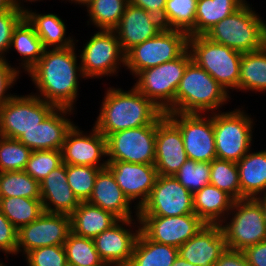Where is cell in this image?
Listing matches in <instances>:
<instances>
[{"label":"cell","instance_id":"cell-51","mask_svg":"<svg viewBox=\"0 0 266 266\" xmlns=\"http://www.w3.org/2000/svg\"><path fill=\"white\" fill-rule=\"evenodd\" d=\"M259 203L260 205L262 206V210H263V219H264V222L266 224V194H263V195H260V196H257L255 198Z\"/></svg>","mask_w":266,"mask_h":266},{"label":"cell","instance_id":"cell-38","mask_svg":"<svg viewBox=\"0 0 266 266\" xmlns=\"http://www.w3.org/2000/svg\"><path fill=\"white\" fill-rule=\"evenodd\" d=\"M67 263L77 266H106L100 258L94 240L70 233L63 244Z\"/></svg>","mask_w":266,"mask_h":266},{"label":"cell","instance_id":"cell-30","mask_svg":"<svg viewBox=\"0 0 266 266\" xmlns=\"http://www.w3.org/2000/svg\"><path fill=\"white\" fill-rule=\"evenodd\" d=\"M246 0H197L194 28L188 36L205 35L219 21L238 10Z\"/></svg>","mask_w":266,"mask_h":266},{"label":"cell","instance_id":"cell-52","mask_svg":"<svg viewBox=\"0 0 266 266\" xmlns=\"http://www.w3.org/2000/svg\"><path fill=\"white\" fill-rule=\"evenodd\" d=\"M11 1H12V5L14 7H16L17 9H20L21 11L25 12L27 10V8L24 6L23 1L24 2H27V1L28 2H35V1L37 2V1H41V0H22V2H21V0H11Z\"/></svg>","mask_w":266,"mask_h":266},{"label":"cell","instance_id":"cell-18","mask_svg":"<svg viewBox=\"0 0 266 266\" xmlns=\"http://www.w3.org/2000/svg\"><path fill=\"white\" fill-rule=\"evenodd\" d=\"M61 151L63 163L66 165L93 166L104 169L108 164L106 138L94 125L88 134L74 124L66 135Z\"/></svg>","mask_w":266,"mask_h":266},{"label":"cell","instance_id":"cell-33","mask_svg":"<svg viewBox=\"0 0 266 266\" xmlns=\"http://www.w3.org/2000/svg\"><path fill=\"white\" fill-rule=\"evenodd\" d=\"M238 90L266 92V45L242 54Z\"/></svg>","mask_w":266,"mask_h":266},{"label":"cell","instance_id":"cell-37","mask_svg":"<svg viewBox=\"0 0 266 266\" xmlns=\"http://www.w3.org/2000/svg\"><path fill=\"white\" fill-rule=\"evenodd\" d=\"M197 0H167L163 27L189 33L195 25Z\"/></svg>","mask_w":266,"mask_h":266},{"label":"cell","instance_id":"cell-2","mask_svg":"<svg viewBox=\"0 0 266 266\" xmlns=\"http://www.w3.org/2000/svg\"><path fill=\"white\" fill-rule=\"evenodd\" d=\"M94 126L106 138L125 129L153 124L164 112L134 86L108 87Z\"/></svg>","mask_w":266,"mask_h":266},{"label":"cell","instance_id":"cell-31","mask_svg":"<svg viewBox=\"0 0 266 266\" xmlns=\"http://www.w3.org/2000/svg\"><path fill=\"white\" fill-rule=\"evenodd\" d=\"M178 248L150 240L140 231L128 266H171Z\"/></svg>","mask_w":266,"mask_h":266},{"label":"cell","instance_id":"cell-42","mask_svg":"<svg viewBox=\"0 0 266 266\" xmlns=\"http://www.w3.org/2000/svg\"><path fill=\"white\" fill-rule=\"evenodd\" d=\"M210 172V162H197L188 159L174 177L190 193L194 194L210 184Z\"/></svg>","mask_w":266,"mask_h":266},{"label":"cell","instance_id":"cell-35","mask_svg":"<svg viewBox=\"0 0 266 266\" xmlns=\"http://www.w3.org/2000/svg\"><path fill=\"white\" fill-rule=\"evenodd\" d=\"M0 197L41 199L40 182L23 171L0 173Z\"/></svg>","mask_w":266,"mask_h":266},{"label":"cell","instance_id":"cell-9","mask_svg":"<svg viewBox=\"0 0 266 266\" xmlns=\"http://www.w3.org/2000/svg\"><path fill=\"white\" fill-rule=\"evenodd\" d=\"M220 225L226 246L232 250L243 251L249 246L266 240L263 210L256 199L235 200L231 211Z\"/></svg>","mask_w":266,"mask_h":266},{"label":"cell","instance_id":"cell-25","mask_svg":"<svg viewBox=\"0 0 266 266\" xmlns=\"http://www.w3.org/2000/svg\"><path fill=\"white\" fill-rule=\"evenodd\" d=\"M87 202L112 213L118 219L133 218L132 203L124 195L107 167L98 172L94 189Z\"/></svg>","mask_w":266,"mask_h":266},{"label":"cell","instance_id":"cell-34","mask_svg":"<svg viewBox=\"0 0 266 266\" xmlns=\"http://www.w3.org/2000/svg\"><path fill=\"white\" fill-rule=\"evenodd\" d=\"M0 211L18 230L44 212L41 199L24 197H0Z\"/></svg>","mask_w":266,"mask_h":266},{"label":"cell","instance_id":"cell-16","mask_svg":"<svg viewBox=\"0 0 266 266\" xmlns=\"http://www.w3.org/2000/svg\"><path fill=\"white\" fill-rule=\"evenodd\" d=\"M71 233L70 215L43 212L36 220L18 230L17 251L27 252L51 245H63Z\"/></svg>","mask_w":266,"mask_h":266},{"label":"cell","instance_id":"cell-56","mask_svg":"<svg viewBox=\"0 0 266 266\" xmlns=\"http://www.w3.org/2000/svg\"><path fill=\"white\" fill-rule=\"evenodd\" d=\"M0 266H5V264H3V262L1 261V262H0Z\"/></svg>","mask_w":266,"mask_h":266},{"label":"cell","instance_id":"cell-29","mask_svg":"<svg viewBox=\"0 0 266 266\" xmlns=\"http://www.w3.org/2000/svg\"><path fill=\"white\" fill-rule=\"evenodd\" d=\"M25 18L34 27L37 36L42 40L45 49L67 48L76 45L79 40L67 34V26L57 14H39L29 8L24 12ZM76 41V42H75Z\"/></svg>","mask_w":266,"mask_h":266},{"label":"cell","instance_id":"cell-32","mask_svg":"<svg viewBox=\"0 0 266 266\" xmlns=\"http://www.w3.org/2000/svg\"><path fill=\"white\" fill-rule=\"evenodd\" d=\"M22 57L19 67L27 73L41 58L45 50L42 40L37 36L34 27L24 18L14 29L10 49Z\"/></svg>","mask_w":266,"mask_h":266},{"label":"cell","instance_id":"cell-13","mask_svg":"<svg viewBox=\"0 0 266 266\" xmlns=\"http://www.w3.org/2000/svg\"><path fill=\"white\" fill-rule=\"evenodd\" d=\"M165 114L180 129L188 159L197 162L216 159L213 113Z\"/></svg>","mask_w":266,"mask_h":266},{"label":"cell","instance_id":"cell-1","mask_svg":"<svg viewBox=\"0 0 266 266\" xmlns=\"http://www.w3.org/2000/svg\"><path fill=\"white\" fill-rule=\"evenodd\" d=\"M75 45L45 49L40 60L27 72L37 89L36 95L56 107L73 109L83 76Z\"/></svg>","mask_w":266,"mask_h":266},{"label":"cell","instance_id":"cell-53","mask_svg":"<svg viewBox=\"0 0 266 266\" xmlns=\"http://www.w3.org/2000/svg\"><path fill=\"white\" fill-rule=\"evenodd\" d=\"M11 0H0V12H5L12 7Z\"/></svg>","mask_w":266,"mask_h":266},{"label":"cell","instance_id":"cell-54","mask_svg":"<svg viewBox=\"0 0 266 266\" xmlns=\"http://www.w3.org/2000/svg\"><path fill=\"white\" fill-rule=\"evenodd\" d=\"M171 266H196V265L191 264L187 260L182 259L180 256H178L175 262Z\"/></svg>","mask_w":266,"mask_h":266},{"label":"cell","instance_id":"cell-26","mask_svg":"<svg viewBox=\"0 0 266 266\" xmlns=\"http://www.w3.org/2000/svg\"><path fill=\"white\" fill-rule=\"evenodd\" d=\"M234 201L225 191L208 184L193 194L194 213L207 225H220Z\"/></svg>","mask_w":266,"mask_h":266},{"label":"cell","instance_id":"cell-44","mask_svg":"<svg viewBox=\"0 0 266 266\" xmlns=\"http://www.w3.org/2000/svg\"><path fill=\"white\" fill-rule=\"evenodd\" d=\"M24 257L28 266H66L67 258L63 245H51L27 252Z\"/></svg>","mask_w":266,"mask_h":266},{"label":"cell","instance_id":"cell-41","mask_svg":"<svg viewBox=\"0 0 266 266\" xmlns=\"http://www.w3.org/2000/svg\"><path fill=\"white\" fill-rule=\"evenodd\" d=\"M100 170L93 166L66 165L67 182L80 202L89 199Z\"/></svg>","mask_w":266,"mask_h":266},{"label":"cell","instance_id":"cell-36","mask_svg":"<svg viewBox=\"0 0 266 266\" xmlns=\"http://www.w3.org/2000/svg\"><path fill=\"white\" fill-rule=\"evenodd\" d=\"M129 0H94L86 9L90 24L97 29L113 30L118 24Z\"/></svg>","mask_w":266,"mask_h":266},{"label":"cell","instance_id":"cell-27","mask_svg":"<svg viewBox=\"0 0 266 266\" xmlns=\"http://www.w3.org/2000/svg\"><path fill=\"white\" fill-rule=\"evenodd\" d=\"M240 199H255L266 194V149L251 150L237 162Z\"/></svg>","mask_w":266,"mask_h":266},{"label":"cell","instance_id":"cell-46","mask_svg":"<svg viewBox=\"0 0 266 266\" xmlns=\"http://www.w3.org/2000/svg\"><path fill=\"white\" fill-rule=\"evenodd\" d=\"M21 68L11 66L8 60L0 59V107L10 100L14 95L9 93L8 89L16 85Z\"/></svg>","mask_w":266,"mask_h":266},{"label":"cell","instance_id":"cell-47","mask_svg":"<svg viewBox=\"0 0 266 266\" xmlns=\"http://www.w3.org/2000/svg\"><path fill=\"white\" fill-rule=\"evenodd\" d=\"M18 229L0 211V252L16 255Z\"/></svg>","mask_w":266,"mask_h":266},{"label":"cell","instance_id":"cell-15","mask_svg":"<svg viewBox=\"0 0 266 266\" xmlns=\"http://www.w3.org/2000/svg\"><path fill=\"white\" fill-rule=\"evenodd\" d=\"M140 231V220L135 217V219H119L110 228L96 236L93 239L95 248L105 265L128 266Z\"/></svg>","mask_w":266,"mask_h":266},{"label":"cell","instance_id":"cell-40","mask_svg":"<svg viewBox=\"0 0 266 266\" xmlns=\"http://www.w3.org/2000/svg\"><path fill=\"white\" fill-rule=\"evenodd\" d=\"M31 153L18 139L0 136V173L25 170Z\"/></svg>","mask_w":266,"mask_h":266},{"label":"cell","instance_id":"cell-24","mask_svg":"<svg viewBox=\"0 0 266 266\" xmlns=\"http://www.w3.org/2000/svg\"><path fill=\"white\" fill-rule=\"evenodd\" d=\"M40 188L44 212L71 215L80 204L67 182L64 163L47 175Z\"/></svg>","mask_w":266,"mask_h":266},{"label":"cell","instance_id":"cell-7","mask_svg":"<svg viewBox=\"0 0 266 266\" xmlns=\"http://www.w3.org/2000/svg\"><path fill=\"white\" fill-rule=\"evenodd\" d=\"M242 109L213 113L216 159L237 163L252 150L255 123Z\"/></svg>","mask_w":266,"mask_h":266},{"label":"cell","instance_id":"cell-45","mask_svg":"<svg viewBox=\"0 0 266 266\" xmlns=\"http://www.w3.org/2000/svg\"><path fill=\"white\" fill-rule=\"evenodd\" d=\"M25 18V13L12 6L5 12H0V59H6L9 53L14 29Z\"/></svg>","mask_w":266,"mask_h":266},{"label":"cell","instance_id":"cell-43","mask_svg":"<svg viewBox=\"0 0 266 266\" xmlns=\"http://www.w3.org/2000/svg\"><path fill=\"white\" fill-rule=\"evenodd\" d=\"M62 164L61 150H36L32 151L24 171L41 183L51 171Z\"/></svg>","mask_w":266,"mask_h":266},{"label":"cell","instance_id":"cell-4","mask_svg":"<svg viewBox=\"0 0 266 266\" xmlns=\"http://www.w3.org/2000/svg\"><path fill=\"white\" fill-rule=\"evenodd\" d=\"M251 6L246 1L234 13L219 21L205 36L242 54L263 48L266 45V21Z\"/></svg>","mask_w":266,"mask_h":266},{"label":"cell","instance_id":"cell-19","mask_svg":"<svg viewBox=\"0 0 266 266\" xmlns=\"http://www.w3.org/2000/svg\"><path fill=\"white\" fill-rule=\"evenodd\" d=\"M107 168L128 200L131 203L136 200L133 207L138 217V209L147 201L158 177L155 165L117 161L108 162Z\"/></svg>","mask_w":266,"mask_h":266},{"label":"cell","instance_id":"cell-6","mask_svg":"<svg viewBox=\"0 0 266 266\" xmlns=\"http://www.w3.org/2000/svg\"><path fill=\"white\" fill-rule=\"evenodd\" d=\"M192 60L210 74L228 93L238 90L242 53L215 43L205 35L189 36Z\"/></svg>","mask_w":266,"mask_h":266},{"label":"cell","instance_id":"cell-11","mask_svg":"<svg viewBox=\"0 0 266 266\" xmlns=\"http://www.w3.org/2000/svg\"><path fill=\"white\" fill-rule=\"evenodd\" d=\"M156 129L157 120L151 125L125 129L108 135L107 161L154 165Z\"/></svg>","mask_w":266,"mask_h":266},{"label":"cell","instance_id":"cell-3","mask_svg":"<svg viewBox=\"0 0 266 266\" xmlns=\"http://www.w3.org/2000/svg\"><path fill=\"white\" fill-rule=\"evenodd\" d=\"M229 99L230 93L192 60L175 93V113L220 112Z\"/></svg>","mask_w":266,"mask_h":266},{"label":"cell","instance_id":"cell-22","mask_svg":"<svg viewBox=\"0 0 266 266\" xmlns=\"http://www.w3.org/2000/svg\"><path fill=\"white\" fill-rule=\"evenodd\" d=\"M163 29L160 19L128 3L119 24L113 30L122 51L126 53L133 46L156 36Z\"/></svg>","mask_w":266,"mask_h":266},{"label":"cell","instance_id":"cell-23","mask_svg":"<svg viewBox=\"0 0 266 266\" xmlns=\"http://www.w3.org/2000/svg\"><path fill=\"white\" fill-rule=\"evenodd\" d=\"M227 248L221 225H205L178 248V256L196 266H214Z\"/></svg>","mask_w":266,"mask_h":266},{"label":"cell","instance_id":"cell-50","mask_svg":"<svg viewBox=\"0 0 266 266\" xmlns=\"http://www.w3.org/2000/svg\"><path fill=\"white\" fill-rule=\"evenodd\" d=\"M167 0H129V3L144 9L162 21Z\"/></svg>","mask_w":266,"mask_h":266},{"label":"cell","instance_id":"cell-14","mask_svg":"<svg viewBox=\"0 0 266 266\" xmlns=\"http://www.w3.org/2000/svg\"><path fill=\"white\" fill-rule=\"evenodd\" d=\"M194 213L193 194L174 176L158 175L147 201L138 216H181Z\"/></svg>","mask_w":266,"mask_h":266},{"label":"cell","instance_id":"cell-28","mask_svg":"<svg viewBox=\"0 0 266 266\" xmlns=\"http://www.w3.org/2000/svg\"><path fill=\"white\" fill-rule=\"evenodd\" d=\"M71 232L80 237L94 239L106 229L114 225L119 219L112 213L81 201L70 215Z\"/></svg>","mask_w":266,"mask_h":266},{"label":"cell","instance_id":"cell-49","mask_svg":"<svg viewBox=\"0 0 266 266\" xmlns=\"http://www.w3.org/2000/svg\"><path fill=\"white\" fill-rule=\"evenodd\" d=\"M214 266H249L243 251L226 248Z\"/></svg>","mask_w":266,"mask_h":266},{"label":"cell","instance_id":"cell-5","mask_svg":"<svg viewBox=\"0 0 266 266\" xmlns=\"http://www.w3.org/2000/svg\"><path fill=\"white\" fill-rule=\"evenodd\" d=\"M192 61L187 49L180 57L140 71L134 87L164 113H175V93L186 66Z\"/></svg>","mask_w":266,"mask_h":266},{"label":"cell","instance_id":"cell-20","mask_svg":"<svg viewBox=\"0 0 266 266\" xmlns=\"http://www.w3.org/2000/svg\"><path fill=\"white\" fill-rule=\"evenodd\" d=\"M188 160L180 129L163 113L157 119L155 168L158 175L175 176Z\"/></svg>","mask_w":266,"mask_h":266},{"label":"cell","instance_id":"cell-17","mask_svg":"<svg viewBox=\"0 0 266 266\" xmlns=\"http://www.w3.org/2000/svg\"><path fill=\"white\" fill-rule=\"evenodd\" d=\"M141 231L152 241L179 248L206 224L195 214L138 216Z\"/></svg>","mask_w":266,"mask_h":266},{"label":"cell","instance_id":"cell-48","mask_svg":"<svg viewBox=\"0 0 266 266\" xmlns=\"http://www.w3.org/2000/svg\"><path fill=\"white\" fill-rule=\"evenodd\" d=\"M249 266H266V240L243 250Z\"/></svg>","mask_w":266,"mask_h":266},{"label":"cell","instance_id":"cell-39","mask_svg":"<svg viewBox=\"0 0 266 266\" xmlns=\"http://www.w3.org/2000/svg\"><path fill=\"white\" fill-rule=\"evenodd\" d=\"M210 184L225 191L234 200H240V183L237 163L214 159L210 162Z\"/></svg>","mask_w":266,"mask_h":266},{"label":"cell","instance_id":"cell-55","mask_svg":"<svg viewBox=\"0 0 266 266\" xmlns=\"http://www.w3.org/2000/svg\"><path fill=\"white\" fill-rule=\"evenodd\" d=\"M66 1H68V0H66ZM70 1H72V2H70ZM93 1L94 0H69L68 2H70V3H74L75 2V4H79L81 6L83 5V6H86L87 7Z\"/></svg>","mask_w":266,"mask_h":266},{"label":"cell","instance_id":"cell-12","mask_svg":"<svg viewBox=\"0 0 266 266\" xmlns=\"http://www.w3.org/2000/svg\"><path fill=\"white\" fill-rule=\"evenodd\" d=\"M56 108L34 93L15 95L0 107V136L18 139L37 126Z\"/></svg>","mask_w":266,"mask_h":266},{"label":"cell","instance_id":"cell-21","mask_svg":"<svg viewBox=\"0 0 266 266\" xmlns=\"http://www.w3.org/2000/svg\"><path fill=\"white\" fill-rule=\"evenodd\" d=\"M73 111L69 108L56 107L44 121L25 131L18 140L32 151L62 150L66 135L75 124L67 118L73 114Z\"/></svg>","mask_w":266,"mask_h":266},{"label":"cell","instance_id":"cell-10","mask_svg":"<svg viewBox=\"0 0 266 266\" xmlns=\"http://www.w3.org/2000/svg\"><path fill=\"white\" fill-rule=\"evenodd\" d=\"M82 48L79 59L86 80L115 76L121 64L125 67V53L114 30L99 29Z\"/></svg>","mask_w":266,"mask_h":266},{"label":"cell","instance_id":"cell-8","mask_svg":"<svg viewBox=\"0 0 266 266\" xmlns=\"http://www.w3.org/2000/svg\"><path fill=\"white\" fill-rule=\"evenodd\" d=\"M188 34L164 28L156 36L133 46L125 53V68L134 77L142 70L153 68L180 57L188 49Z\"/></svg>","mask_w":266,"mask_h":266},{"label":"cell","instance_id":"cell-57","mask_svg":"<svg viewBox=\"0 0 266 266\" xmlns=\"http://www.w3.org/2000/svg\"><path fill=\"white\" fill-rule=\"evenodd\" d=\"M66 266H77V265H71V264L67 263V265H66Z\"/></svg>","mask_w":266,"mask_h":266}]
</instances>
